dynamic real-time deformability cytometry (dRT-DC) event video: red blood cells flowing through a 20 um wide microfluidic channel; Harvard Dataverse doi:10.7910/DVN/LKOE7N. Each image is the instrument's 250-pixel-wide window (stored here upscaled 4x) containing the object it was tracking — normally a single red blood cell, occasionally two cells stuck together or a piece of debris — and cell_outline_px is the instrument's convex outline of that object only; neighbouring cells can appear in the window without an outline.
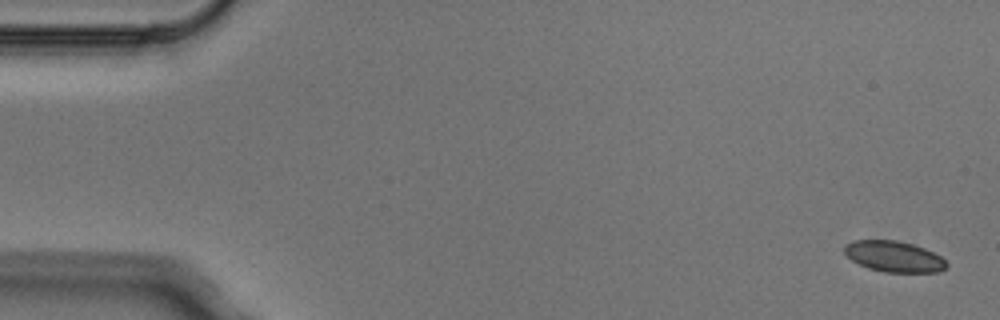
{"species": "Egyptian fruit bat (a non-hibernating species)", "species_latin": "Rousettus aegyptiacus", "temperature_condition": "cold", "stored_images_in_passage": 5, "camera_frame_rate_fps": 3000, "um_per_image_px": 0.085, "animal": {"sex": "male"}, "frame": {"image": 1, "passage_image": 1, "time_ms": 0.0, "image_size_px": [1000, 320], "cell_outline_px": [[948, 264], [940, 272], [884, 272], [868, 268], [852, 260], [844, 252], [844, 244], [852, 240], [896, 240], [912, 244], [924, 248], [940, 256]], "centroid_in_image_um": [75.96, 21.8], "position_along_channel_um": 9.0, "area_um2": 18.32}}
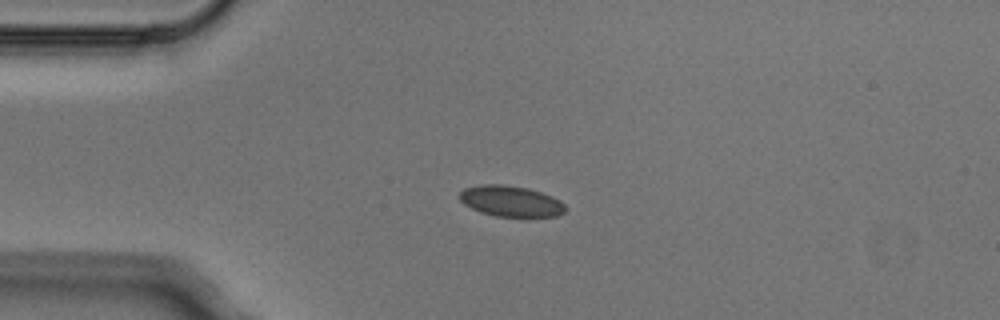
{"frame": {"image": 2, "passage_image": 4, "time_ms": 1.0, "image_size_px": [1000, 320], "cell_outline_px": [[568, 208], [564, 212], [556, 216], [496, 216], [480, 212], [464, 204], [460, 200], [460, 192], [464, 188], [480, 184], [504, 184], [528, 188], [552, 196], [560, 200]], "centroid_in_image_um": [43.42, 17.09], "position_along_channel_um": 41.6, "area_um2": 19.02}}